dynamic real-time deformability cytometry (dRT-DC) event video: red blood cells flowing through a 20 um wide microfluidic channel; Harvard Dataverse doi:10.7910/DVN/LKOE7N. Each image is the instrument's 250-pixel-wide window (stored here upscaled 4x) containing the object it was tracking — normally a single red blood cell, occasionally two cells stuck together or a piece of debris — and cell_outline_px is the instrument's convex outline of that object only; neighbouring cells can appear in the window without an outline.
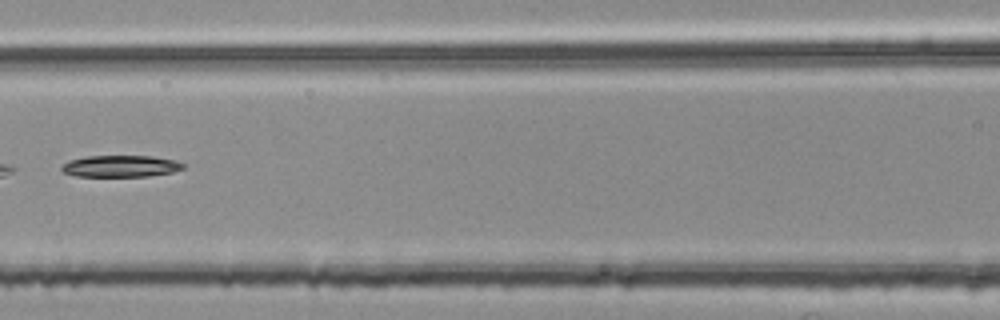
{"species": "common noctule bat (a hibernating species)", "species_latin": "Nyctalus noctula", "temperature_condition": "room temperature", "stored_images_in_passage": 4, "camera_frame_rate_fps": 3000, "um_per_image_px": 0.085, "animal": {"sex": "female", "body_mass_g": 25.1}, "frame": {"image": 1, "passage_image": 4, "time_ms": 1.0, "image_size_px": [1000, 320], "cell_outline_px": [[184, 168], [172, 172], [148, 176], [76, 176], [64, 172], [60, 168], [68, 160], [88, 156], [152, 156], [176, 160], [184, 164]], "centroid_in_image_um": [10.26, 14.12], "position_along_channel_um": 156.3, "area_um2": 15.26}}